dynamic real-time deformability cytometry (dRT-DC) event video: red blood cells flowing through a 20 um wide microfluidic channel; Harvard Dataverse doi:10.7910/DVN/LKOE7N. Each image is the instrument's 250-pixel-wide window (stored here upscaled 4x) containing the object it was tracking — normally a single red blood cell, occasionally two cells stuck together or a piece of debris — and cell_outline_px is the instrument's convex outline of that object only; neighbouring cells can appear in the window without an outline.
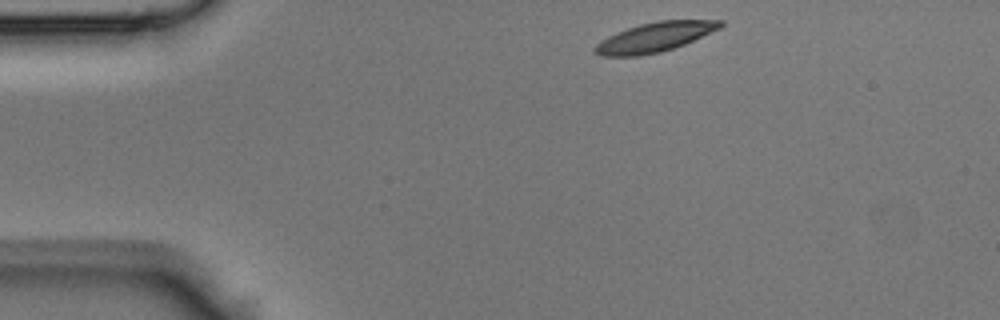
{"species": "Egyptian fruit bat (a non-hibernating species)", "species_latin": "Rousettus aegyptiacus", "temperature_condition": "room temperature", "stored_images_in_passage": 10, "camera_frame_rate_fps": 3000, "um_per_image_px": 0.085, "animal": {"sex": "male"}, "frame": {"image": 1, "passage_image": 1, "time_ms": 0.0, "image_size_px": [1000, 320], "cell_outline_px": [[724, 24], [720, 28], [684, 44], [660, 52], [640, 56], [600, 56], [592, 52], [592, 48], [600, 40], [608, 36], [628, 28], [640, 24], [660, 20], [724, 20]], "centroid_in_image_um": [55.61, 3.16], "position_along_channel_um": 29.4, "area_um2": 21.5}}
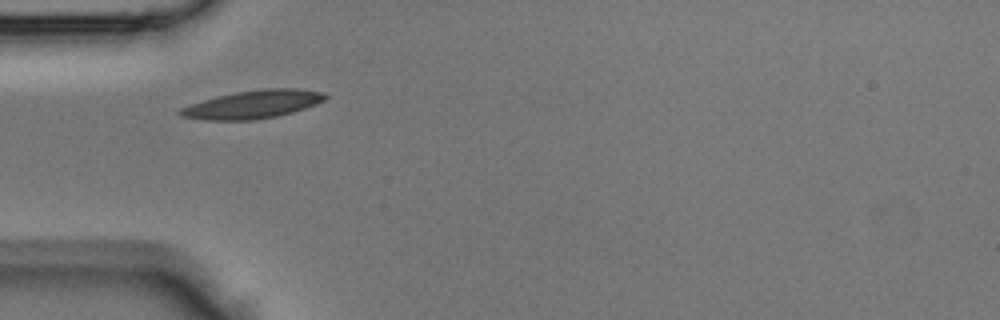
{"frame": {"image": 2, "passage_image": 7, "time_ms": 2.0, "image_size_px": [1000, 320], "cell_outline_px": [[328, 96], [324, 100], [316, 104], [292, 112], [276, 116], [256, 120], [204, 120], [180, 116], [176, 112], [180, 108], [216, 96], [236, 92], [264, 88], [296, 88], [324, 92]], "centroid_in_image_um": [21.49, 8.87], "position_along_channel_um": 63.5, "area_um2": 23.76}}
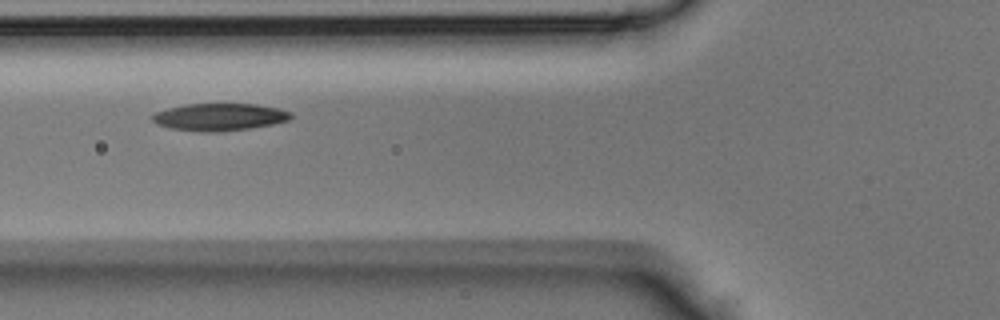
{"frame": {"image": 3, "passage_image": 10, "time_ms": 3.0, "image_size_px": [1000, 320], "cell_outline_px": [[292, 116], [288, 120], [272, 124], [248, 128], [220, 132], [200, 132], [172, 128], [156, 124], [152, 120], [152, 116], [156, 112], [168, 108], [184, 104], [256, 104], [280, 108], [292, 112]], "centroid_in_image_um": [18.66, 9.94], "position_along_channel_um": 107.1, "area_um2": 22.02}}